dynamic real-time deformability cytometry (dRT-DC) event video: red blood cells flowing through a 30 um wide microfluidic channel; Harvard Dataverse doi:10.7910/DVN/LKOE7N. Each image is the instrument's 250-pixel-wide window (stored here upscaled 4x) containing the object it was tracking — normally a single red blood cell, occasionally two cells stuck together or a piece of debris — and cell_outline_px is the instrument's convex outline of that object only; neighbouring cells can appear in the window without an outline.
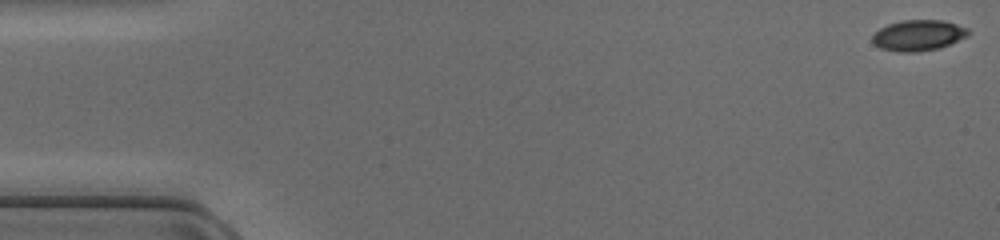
{"species": "common noctule bat (a hibernating species)", "species_latin": "Nyctalus noctula", "temperature_condition": "cold", "stored_images_in_passage": 48, "camera_frame_rate_fps": 3000, "um_per_image_px": 0.085, "animal": {"sex": "female", "body_mass_g": 17.0, "forearm_length_mm": 48.0}, "frame": {"image": 1, "passage_image": 1, "time_ms": 0.0, "image_size_px": [1000, 240], "cell_outline_px": [[968, 36], [940, 48], [916, 52], [896, 52], [880, 48], [872, 40], [872, 36], [880, 28], [888, 24], [904, 20], [944, 20], [968, 28]], "centroid_in_image_um": [78.06, 3.01], "position_along_channel_um": 6.9, "area_um2": 17.17}}
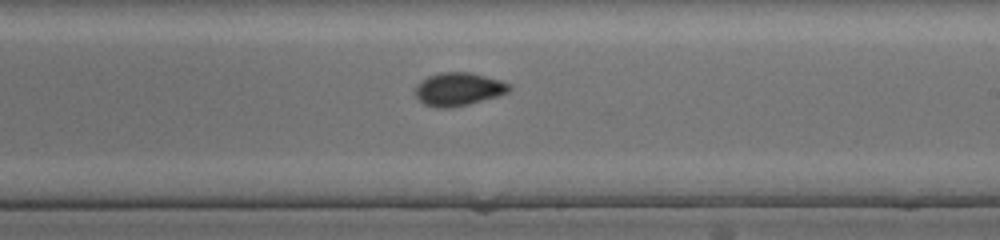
{"frame": {"image": 2, "passage_image": 28, "time_ms": 9.0, "image_size_px": [1000, 240], "cell_outline_px": [[512, 88], [508, 92], [496, 96], [468, 104], [452, 108], [436, 108], [424, 104], [416, 96], [416, 84], [420, 80], [428, 76], [440, 72], [472, 72], [500, 80], [512, 84]], "centroid_in_image_um": [38.97, 7.57], "position_along_channel_um": 250.0, "area_um2": 18.26}}
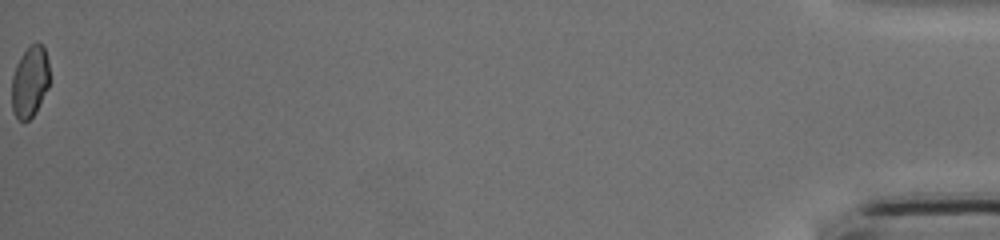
{"frame": {"image": 3, "passage_image": 48, "time_ms": 15.667, "image_size_px": [1000, 240], "cell_outline_px": [[48, 88], [36, 112], [28, 120], [20, 120], [12, 112], [12, 76], [16, 64], [20, 56], [32, 44], [40, 44], [44, 48], [48, 60]], "centroid_in_image_um": [2.52, 6.96], "position_along_channel_um": 432.7, "area_um2": 15.49}}